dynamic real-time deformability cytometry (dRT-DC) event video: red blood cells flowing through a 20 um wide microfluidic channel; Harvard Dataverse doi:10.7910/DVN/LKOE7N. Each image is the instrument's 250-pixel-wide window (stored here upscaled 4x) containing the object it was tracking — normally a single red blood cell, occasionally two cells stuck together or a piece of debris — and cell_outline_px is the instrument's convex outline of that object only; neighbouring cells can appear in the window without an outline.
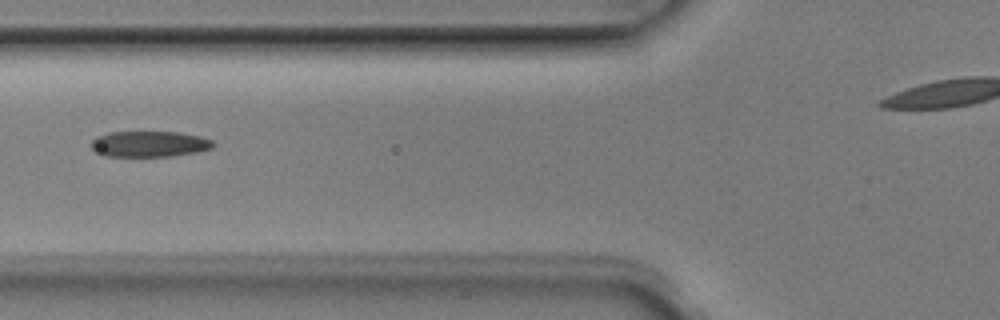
{"species": "Egyptian fruit bat (a non-hibernating species)", "species_latin": "Rousettus aegyptiacus", "temperature_condition": "room temperature", "stored_images_in_passage": 3, "camera_frame_rate_fps": 3000, "um_per_image_px": 0.085, "animal": {"sex": "male"}, "frame": {"image": 1, "passage_image": 2, "time_ms": 0.333, "image_size_px": [1000, 320], "cell_outline_px": [[212, 148], [196, 152], [172, 156], [104, 156], [96, 152], [88, 144], [96, 136], [108, 132], [180, 132], [200, 136], [212, 140]], "centroid_in_image_um": [12.64, 12.23], "position_along_channel_um": 113.2, "area_um2": 18.44}}
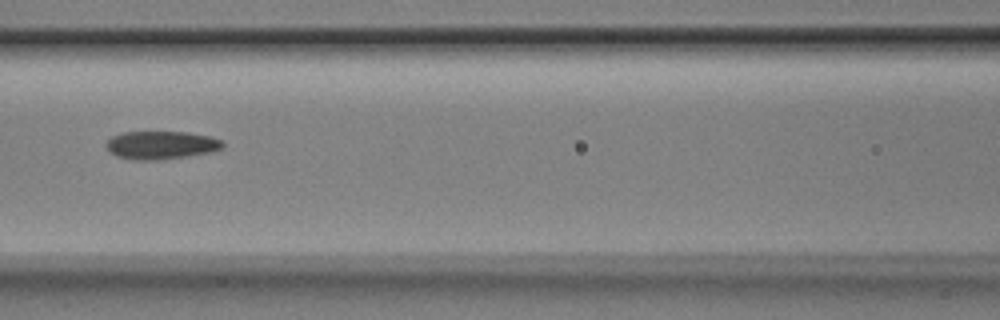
{"frame": {"image": 2, "passage_image": 3, "time_ms": 0.667, "image_size_px": [1000, 320], "cell_outline_px": [[224, 148], [212, 152], [188, 156], [156, 160], [132, 160], [116, 156], [108, 152], [104, 144], [112, 136], [124, 132], [188, 132], [212, 136], [220, 140], [224, 144]], "centroid_in_image_um": [13.68, 12.34], "position_along_channel_um": 152.9, "area_um2": 19.36}}